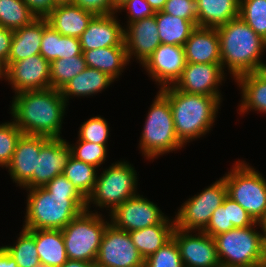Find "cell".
I'll use <instances>...</instances> for the list:
<instances>
[{
  "instance_id": "6da1fadb",
  "label": "cell",
  "mask_w": 266,
  "mask_h": 267,
  "mask_svg": "<svg viewBox=\"0 0 266 267\" xmlns=\"http://www.w3.org/2000/svg\"><path fill=\"white\" fill-rule=\"evenodd\" d=\"M11 105L12 120L23 134L61 138L68 104L60 90L23 91L15 94Z\"/></svg>"
},
{
  "instance_id": "7a4b0ae2",
  "label": "cell",
  "mask_w": 266,
  "mask_h": 267,
  "mask_svg": "<svg viewBox=\"0 0 266 267\" xmlns=\"http://www.w3.org/2000/svg\"><path fill=\"white\" fill-rule=\"evenodd\" d=\"M159 91L169 100L175 131L183 145L211 130L221 103L215 96L183 92L174 85Z\"/></svg>"
},
{
  "instance_id": "3957f363",
  "label": "cell",
  "mask_w": 266,
  "mask_h": 267,
  "mask_svg": "<svg viewBox=\"0 0 266 267\" xmlns=\"http://www.w3.org/2000/svg\"><path fill=\"white\" fill-rule=\"evenodd\" d=\"M216 29L220 39L222 68L228 67L233 79L254 72L266 50V40L240 17Z\"/></svg>"
},
{
  "instance_id": "277c9868",
  "label": "cell",
  "mask_w": 266,
  "mask_h": 267,
  "mask_svg": "<svg viewBox=\"0 0 266 267\" xmlns=\"http://www.w3.org/2000/svg\"><path fill=\"white\" fill-rule=\"evenodd\" d=\"M27 191L25 230H62L87 209L85 197L52 194L43 187Z\"/></svg>"
},
{
  "instance_id": "5b68a950",
  "label": "cell",
  "mask_w": 266,
  "mask_h": 267,
  "mask_svg": "<svg viewBox=\"0 0 266 267\" xmlns=\"http://www.w3.org/2000/svg\"><path fill=\"white\" fill-rule=\"evenodd\" d=\"M257 226H261L260 223L213 237L221 267H253L266 263L263 235L255 230Z\"/></svg>"
},
{
  "instance_id": "8992f818",
  "label": "cell",
  "mask_w": 266,
  "mask_h": 267,
  "mask_svg": "<svg viewBox=\"0 0 266 267\" xmlns=\"http://www.w3.org/2000/svg\"><path fill=\"white\" fill-rule=\"evenodd\" d=\"M148 112L139 147L146 159L181 149L169 100L158 91Z\"/></svg>"
},
{
  "instance_id": "52a82bcc",
  "label": "cell",
  "mask_w": 266,
  "mask_h": 267,
  "mask_svg": "<svg viewBox=\"0 0 266 267\" xmlns=\"http://www.w3.org/2000/svg\"><path fill=\"white\" fill-rule=\"evenodd\" d=\"M232 168L223 176L227 195L260 223L266 215V179L243 161H237Z\"/></svg>"
},
{
  "instance_id": "ba28073f",
  "label": "cell",
  "mask_w": 266,
  "mask_h": 267,
  "mask_svg": "<svg viewBox=\"0 0 266 267\" xmlns=\"http://www.w3.org/2000/svg\"><path fill=\"white\" fill-rule=\"evenodd\" d=\"M91 212L82 211L62 229L68 259L96 262L104 231L110 222L104 221L102 214Z\"/></svg>"
},
{
  "instance_id": "9c48e42d",
  "label": "cell",
  "mask_w": 266,
  "mask_h": 267,
  "mask_svg": "<svg viewBox=\"0 0 266 267\" xmlns=\"http://www.w3.org/2000/svg\"><path fill=\"white\" fill-rule=\"evenodd\" d=\"M137 172L128 162L113 163L108 169L97 176L92 193L86 199L87 209L91 202L96 207L110 208L112 213L121 203L137 195Z\"/></svg>"
},
{
  "instance_id": "30bf717a",
  "label": "cell",
  "mask_w": 266,
  "mask_h": 267,
  "mask_svg": "<svg viewBox=\"0 0 266 267\" xmlns=\"http://www.w3.org/2000/svg\"><path fill=\"white\" fill-rule=\"evenodd\" d=\"M226 196L227 186L222 177L181 205L174 218L176 228L184 231H203Z\"/></svg>"
},
{
  "instance_id": "8fae6325",
  "label": "cell",
  "mask_w": 266,
  "mask_h": 267,
  "mask_svg": "<svg viewBox=\"0 0 266 267\" xmlns=\"http://www.w3.org/2000/svg\"><path fill=\"white\" fill-rule=\"evenodd\" d=\"M96 267H144V259L132 242L129 232L115 228L111 223L106 227Z\"/></svg>"
},
{
  "instance_id": "7c38bea8",
  "label": "cell",
  "mask_w": 266,
  "mask_h": 267,
  "mask_svg": "<svg viewBox=\"0 0 266 267\" xmlns=\"http://www.w3.org/2000/svg\"><path fill=\"white\" fill-rule=\"evenodd\" d=\"M110 223L117 229L131 232L159 223L175 222L165 217L159 207L140 194L121 203L109 214Z\"/></svg>"
},
{
  "instance_id": "4fadbf2b",
  "label": "cell",
  "mask_w": 266,
  "mask_h": 267,
  "mask_svg": "<svg viewBox=\"0 0 266 267\" xmlns=\"http://www.w3.org/2000/svg\"><path fill=\"white\" fill-rule=\"evenodd\" d=\"M10 82L15 94L23 91L50 88V63L40 54L26 59L8 62L5 66V80Z\"/></svg>"
},
{
  "instance_id": "5bb4252c",
  "label": "cell",
  "mask_w": 266,
  "mask_h": 267,
  "mask_svg": "<svg viewBox=\"0 0 266 267\" xmlns=\"http://www.w3.org/2000/svg\"><path fill=\"white\" fill-rule=\"evenodd\" d=\"M174 229L172 238L178 245L184 267H221L213 237L203 231ZM198 234V235H197Z\"/></svg>"
},
{
  "instance_id": "9a60e30c",
  "label": "cell",
  "mask_w": 266,
  "mask_h": 267,
  "mask_svg": "<svg viewBox=\"0 0 266 267\" xmlns=\"http://www.w3.org/2000/svg\"><path fill=\"white\" fill-rule=\"evenodd\" d=\"M184 46L160 44L142 64L148 74L158 82L160 89L173 86L185 68Z\"/></svg>"
},
{
  "instance_id": "2e32d148",
  "label": "cell",
  "mask_w": 266,
  "mask_h": 267,
  "mask_svg": "<svg viewBox=\"0 0 266 267\" xmlns=\"http://www.w3.org/2000/svg\"><path fill=\"white\" fill-rule=\"evenodd\" d=\"M70 157L71 149L66 140L63 138H49L41 147L32 178L23 188L44 187L56 176L63 174Z\"/></svg>"
},
{
  "instance_id": "e0dca14e",
  "label": "cell",
  "mask_w": 266,
  "mask_h": 267,
  "mask_svg": "<svg viewBox=\"0 0 266 267\" xmlns=\"http://www.w3.org/2000/svg\"><path fill=\"white\" fill-rule=\"evenodd\" d=\"M224 74L221 63H186L174 86L187 93L215 96L221 102L218 87L225 79Z\"/></svg>"
},
{
  "instance_id": "ac0fdd59",
  "label": "cell",
  "mask_w": 266,
  "mask_h": 267,
  "mask_svg": "<svg viewBox=\"0 0 266 267\" xmlns=\"http://www.w3.org/2000/svg\"><path fill=\"white\" fill-rule=\"evenodd\" d=\"M124 43L128 60L134 55L142 65L161 44L156 13L152 17L127 24L124 27Z\"/></svg>"
},
{
  "instance_id": "d6986e66",
  "label": "cell",
  "mask_w": 266,
  "mask_h": 267,
  "mask_svg": "<svg viewBox=\"0 0 266 267\" xmlns=\"http://www.w3.org/2000/svg\"><path fill=\"white\" fill-rule=\"evenodd\" d=\"M123 28L115 13L95 15L79 38L82 53L102 47L125 46Z\"/></svg>"
},
{
  "instance_id": "ffe728a7",
  "label": "cell",
  "mask_w": 266,
  "mask_h": 267,
  "mask_svg": "<svg viewBox=\"0 0 266 267\" xmlns=\"http://www.w3.org/2000/svg\"><path fill=\"white\" fill-rule=\"evenodd\" d=\"M48 139L49 137L40 135L22 134L18 140L12 160L6 169L8 168L13 182L20 187L32 178L41 147Z\"/></svg>"
},
{
  "instance_id": "44dd1931",
  "label": "cell",
  "mask_w": 266,
  "mask_h": 267,
  "mask_svg": "<svg viewBox=\"0 0 266 267\" xmlns=\"http://www.w3.org/2000/svg\"><path fill=\"white\" fill-rule=\"evenodd\" d=\"M186 63H221L216 28L196 27L184 45Z\"/></svg>"
},
{
  "instance_id": "7402d4cb",
  "label": "cell",
  "mask_w": 266,
  "mask_h": 267,
  "mask_svg": "<svg viewBox=\"0 0 266 267\" xmlns=\"http://www.w3.org/2000/svg\"><path fill=\"white\" fill-rule=\"evenodd\" d=\"M94 16L93 12L80 6L61 4L56 5L45 18L62 36L80 38Z\"/></svg>"
},
{
  "instance_id": "603a6c76",
  "label": "cell",
  "mask_w": 266,
  "mask_h": 267,
  "mask_svg": "<svg viewBox=\"0 0 266 267\" xmlns=\"http://www.w3.org/2000/svg\"><path fill=\"white\" fill-rule=\"evenodd\" d=\"M47 24L45 17H37L29 25L14 30L8 62L40 54L42 33Z\"/></svg>"
},
{
  "instance_id": "cb8c5ba5",
  "label": "cell",
  "mask_w": 266,
  "mask_h": 267,
  "mask_svg": "<svg viewBox=\"0 0 266 267\" xmlns=\"http://www.w3.org/2000/svg\"><path fill=\"white\" fill-rule=\"evenodd\" d=\"M83 55L87 67L105 72L114 80L119 78L126 64H129L125 46L92 49L84 51Z\"/></svg>"
},
{
  "instance_id": "d4e9b609",
  "label": "cell",
  "mask_w": 266,
  "mask_h": 267,
  "mask_svg": "<svg viewBox=\"0 0 266 267\" xmlns=\"http://www.w3.org/2000/svg\"><path fill=\"white\" fill-rule=\"evenodd\" d=\"M115 80L105 72L86 67L72 78L60 91L67 103L71 96H91L106 89Z\"/></svg>"
},
{
  "instance_id": "484cf974",
  "label": "cell",
  "mask_w": 266,
  "mask_h": 267,
  "mask_svg": "<svg viewBox=\"0 0 266 267\" xmlns=\"http://www.w3.org/2000/svg\"><path fill=\"white\" fill-rule=\"evenodd\" d=\"M198 27L217 28L239 17V0H197Z\"/></svg>"
},
{
  "instance_id": "4316f807",
  "label": "cell",
  "mask_w": 266,
  "mask_h": 267,
  "mask_svg": "<svg viewBox=\"0 0 266 267\" xmlns=\"http://www.w3.org/2000/svg\"><path fill=\"white\" fill-rule=\"evenodd\" d=\"M35 245L42 267H61L68 260L62 230H35Z\"/></svg>"
},
{
  "instance_id": "83f0119b",
  "label": "cell",
  "mask_w": 266,
  "mask_h": 267,
  "mask_svg": "<svg viewBox=\"0 0 266 267\" xmlns=\"http://www.w3.org/2000/svg\"><path fill=\"white\" fill-rule=\"evenodd\" d=\"M175 222L159 223L129 232L141 257L146 260L172 239Z\"/></svg>"
},
{
  "instance_id": "f1b7e54d",
  "label": "cell",
  "mask_w": 266,
  "mask_h": 267,
  "mask_svg": "<svg viewBox=\"0 0 266 267\" xmlns=\"http://www.w3.org/2000/svg\"><path fill=\"white\" fill-rule=\"evenodd\" d=\"M235 82L242 89L240 113L244 114L248 110L266 113V81L252 72L237 77Z\"/></svg>"
},
{
  "instance_id": "f546056e",
  "label": "cell",
  "mask_w": 266,
  "mask_h": 267,
  "mask_svg": "<svg viewBox=\"0 0 266 267\" xmlns=\"http://www.w3.org/2000/svg\"><path fill=\"white\" fill-rule=\"evenodd\" d=\"M156 22L161 44L184 46L196 26L189 20L157 11Z\"/></svg>"
},
{
  "instance_id": "4dcf8cb0",
  "label": "cell",
  "mask_w": 266,
  "mask_h": 267,
  "mask_svg": "<svg viewBox=\"0 0 266 267\" xmlns=\"http://www.w3.org/2000/svg\"><path fill=\"white\" fill-rule=\"evenodd\" d=\"M97 167L70 157L63 175L87 199L92 193L97 179Z\"/></svg>"
},
{
  "instance_id": "1f68e13d",
  "label": "cell",
  "mask_w": 266,
  "mask_h": 267,
  "mask_svg": "<svg viewBox=\"0 0 266 267\" xmlns=\"http://www.w3.org/2000/svg\"><path fill=\"white\" fill-rule=\"evenodd\" d=\"M37 16L24 0H0V26L16 30L29 25Z\"/></svg>"
},
{
  "instance_id": "d6a6232c",
  "label": "cell",
  "mask_w": 266,
  "mask_h": 267,
  "mask_svg": "<svg viewBox=\"0 0 266 267\" xmlns=\"http://www.w3.org/2000/svg\"><path fill=\"white\" fill-rule=\"evenodd\" d=\"M87 67L83 53L54 60L50 63V88L61 90L72 78Z\"/></svg>"
},
{
  "instance_id": "836d02e7",
  "label": "cell",
  "mask_w": 266,
  "mask_h": 267,
  "mask_svg": "<svg viewBox=\"0 0 266 267\" xmlns=\"http://www.w3.org/2000/svg\"><path fill=\"white\" fill-rule=\"evenodd\" d=\"M16 244L2 246L13 257L19 267H42L35 245V230H25L19 234Z\"/></svg>"
},
{
  "instance_id": "e575fe53",
  "label": "cell",
  "mask_w": 266,
  "mask_h": 267,
  "mask_svg": "<svg viewBox=\"0 0 266 267\" xmlns=\"http://www.w3.org/2000/svg\"><path fill=\"white\" fill-rule=\"evenodd\" d=\"M239 17L266 40V0H239Z\"/></svg>"
},
{
  "instance_id": "d590c367",
  "label": "cell",
  "mask_w": 266,
  "mask_h": 267,
  "mask_svg": "<svg viewBox=\"0 0 266 267\" xmlns=\"http://www.w3.org/2000/svg\"><path fill=\"white\" fill-rule=\"evenodd\" d=\"M23 132L14 122L0 124V166L7 167L13 157L18 140Z\"/></svg>"
},
{
  "instance_id": "8d00e7d4",
  "label": "cell",
  "mask_w": 266,
  "mask_h": 267,
  "mask_svg": "<svg viewBox=\"0 0 266 267\" xmlns=\"http://www.w3.org/2000/svg\"><path fill=\"white\" fill-rule=\"evenodd\" d=\"M77 145L70 146L71 156L79 161L99 167L107 157V145L95 144L83 140H77Z\"/></svg>"
},
{
  "instance_id": "74e56055",
  "label": "cell",
  "mask_w": 266,
  "mask_h": 267,
  "mask_svg": "<svg viewBox=\"0 0 266 267\" xmlns=\"http://www.w3.org/2000/svg\"><path fill=\"white\" fill-rule=\"evenodd\" d=\"M144 267H184L176 241L172 238L144 260Z\"/></svg>"
},
{
  "instance_id": "f35d334b",
  "label": "cell",
  "mask_w": 266,
  "mask_h": 267,
  "mask_svg": "<svg viewBox=\"0 0 266 267\" xmlns=\"http://www.w3.org/2000/svg\"><path fill=\"white\" fill-rule=\"evenodd\" d=\"M109 132L108 122L101 116H95L81 124L78 136L83 141L106 145Z\"/></svg>"
},
{
  "instance_id": "ab89813d",
  "label": "cell",
  "mask_w": 266,
  "mask_h": 267,
  "mask_svg": "<svg viewBox=\"0 0 266 267\" xmlns=\"http://www.w3.org/2000/svg\"><path fill=\"white\" fill-rule=\"evenodd\" d=\"M161 11L189 20L197 27V0H167Z\"/></svg>"
},
{
  "instance_id": "60d3db41",
  "label": "cell",
  "mask_w": 266,
  "mask_h": 267,
  "mask_svg": "<svg viewBox=\"0 0 266 267\" xmlns=\"http://www.w3.org/2000/svg\"><path fill=\"white\" fill-rule=\"evenodd\" d=\"M231 229H234V227L232 223L229 222L227 195L223 203L213 212L211 219L203 232L211 237H215Z\"/></svg>"
},
{
  "instance_id": "b9f144b4",
  "label": "cell",
  "mask_w": 266,
  "mask_h": 267,
  "mask_svg": "<svg viewBox=\"0 0 266 267\" xmlns=\"http://www.w3.org/2000/svg\"><path fill=\"white\" fill-rule=\"evenodd\" d=\"M40 55L49 63L60 59V33L49 24L43 29Z\"/></svg>"
},
{
  "instance_id": "7bdbcfd3",
  "label": "cell",
  "mask_w": 266,
  "mask_h": 267,
  "mask_svg": "<svg viewBox=\"0 0 266 267\" xmlns=\"http://www.w3.org/2000/svg\"><path fill=\"white\" fill-rule=\"evenodd\" d=\"M121 10L128 11V24L144 18L152 17L156 13L146 0H129L118 9L120 12Z\"/></svg>"
},
{
  "instance_id": "ee69618b",
  "label": "cell",
  "mask_w": 266,
  "mask_h": 267,
  "mask_svg": "<svg viewBox=\"0 0 266 267\" xmlns=\"http://www.w3.org/2000/svg\"><path fill=\"white\" fill-rule=\"evenodd\" d=\"M43 188L52 194L67 195V197H84L63 174L56 176Z\"/></svg>"
},
{
  "instance_id": "f6af8a7d",
  "label": "cell",
  "mask_w": 266,
  "mask_h": 267,
  "mask_svg": "<svg viewBox=\"0 0 266 267\" xmlns=\"http://www.w3.org/2000/svg\"><path fill=\"white\" fill-rule=\"evenodd\" d=\"M229 222L234 228H245L254 225L256 222L236 201L228 196Z\"/></svg>"
},
{
  "instance_id": "bcb514c9",
  "label": "cell",
  "mask_w": 266,
  "mask_h": 267,
  "mask_svg": "<svg viewBox=\"0 0 266 267\" xmlns=\"http://www.w3.org/2000/svg\"><path fill=\"white\" fill-rule=\"evenodd\" d=\"M73 4L93 12L95 15H107L113 13L112 0H74Z\"/></svg>"
},
{
  "instance_id": "7dc6e473",
  "label": "cell",
  "mask_w": 266,
  "mask_h": 267,
  "mask_svg": "<svg viewBox=\"0 0 266 267\" xmlns=\"http://www.w3.org/2000/svg\"><path fill=\"white\" fill-rule=\"evenodd\" d=\"M82 54L79 38L60 34V59Z\"/></svg>"
},
{
  "instance_id": "c3c4849f",
  "label": "cell",
  "mask_w": 266,
  "mask_h": 267,
  "mask_svg": "<svg viewBox=\"0 0 266 267\" xmlns=\"http://www.w3.org/2000/svg\"><path fill=\"white\" fill-rule=\"evenodd\" d=\"M13 30L0 26V62L6 66L10 53Z\"/></svg>"
},
{
  "instance_id": "681fc988",
  "label": "cell",
  "mask_w": 266,
  "mask_h": 267,
  "mask_svg": "<svg viewBox=\"0 0 266 267\" xmlns=\"http://www.w3.org/2000/svg\"><path fill=\"white\" fill-rule=\"evenodd\" d=\"M37 17H45L56 5L54 0H24Z\"/></svg>"
},
{
  "instance_id": "f907efd6",
  "label": "cell",
  "mask_w": 266,
  "mask_h": 267,
  "mask_svg": "<svg viewBox=\"0 0 266 267\" xmlns=\"http://www.w3.org/2000/svg\"><path fill=\"white\" fill-rule=\"evenodd\" d=\"M0 267H19L15 259L2 246H0Z\"/></svg>"
},
{
  "instance_id": "816d5d0a",
  "label": "cell",
  "mask_w": 266,
  "mask_h": 267,
  "mask_svg": "<svg viewBox=\"0 0 266 267\" xmlns=\"http://www.w3.org/2000/svg\"><path fill=\"white\" fill-rule=\"evenodd\" d=\"M61 267H96L94 262L68 259Z\"/></svg>"
},
{
  "instance_id": "f5cc1de1",
  "label": "cell",
  "mask_w": 266,
  "mask_h": 267,
  "mask_svg": "<svg viewBox=\"0 0 266 267\" xmlns=\"http://www.w3.org/2000/svg\"><path fill=\"white\" fill-rule=\"evenodd\" d=\"M254 73L261 78L262 80L266 81V63L262 62V60L259 62L256 70Z\"/></svg>"
},
{
  "instance_id": "db71d44e",
  "label": "cell",
  "mask_w": 266,
  "mask_h": 267,
  "mask_svg": "<svg viewBox=\"0 0 266 267\" xmlns=\"http://www.w3.org/2000/svg\"><path fill=\"white\" fill-rule=\"evenodd\" d=\"M155 12L161 11L167 0H146Z\"/></svg>"
},
{
  "instance_id": "11a10c76",
  "label": "cell",
  "mask_w": 266,
  "mask_h": 267,
  "mask_svg": "<svg viewBox=\"0 0 266 267\" xmlns=\"http://www.w3.org/2000/svg\"><path fill=\"white\" fill-rule=\"evenodd\" d=\"M260 227L262 228V235H263V244L266 251V215L264 219L260 222Z\"/></svg>"
},
{
  "instance_id": "9f6ffc18",
  "label": "cell",
  "mask_w": 266,
  "mask_h": 267,
  "mask_svg": "<svg viewBox=\"0 0 266 267\" xmlns=\"http://www.w3.org/2000/svg\"><path fill=\"white\" fill-rule=\"evenodd\" d=\"M129 0H112L113 13H117L118 9Z\"/></svg>"
},
{
  "instance_id": "6f0895ef",
  "label": "cell",
  "mask_w": 266,
  "mask_h": 267,
  "mask_svg": "<svg viewBox=\"0 0 266 267\" xmlns=\"http://www.w3.org/2000/svg\"><path fill=\"white\" fill-rule=\"evenodd\" d=\"M55 5L73 4L74 0H54Z\"/></svg>"
},
{
  "instance_id": "680465c9",
  "label": "cell",
  "mask_w": 266,
  "mask_h": 267,
  "mask_svg": "<svg viewBox=\"0 0 266 267\" xmlns=\"http://www.w3.org/2000/svg\"><path fill=\"white\" fill-rule=\"evenodd\" d=\"M5 78V67L4 65L0 62V79Z\"/></svg>"
},
{
  "instance_id": "91938a15",
  "label": "cell",
  "mask_w": 266,
  "mask_h": 267,
  "mask_svg": "<svg viewBox=\"0 0 266 267\" xmlns=\"http://www.w3.org/2000/svg\"><path fill=\"white\" fill-rule=\"evenodd\" d=\"M253 267H266V263L259 264V265L253 266Z\"/></svg>"
}]
</instances>
